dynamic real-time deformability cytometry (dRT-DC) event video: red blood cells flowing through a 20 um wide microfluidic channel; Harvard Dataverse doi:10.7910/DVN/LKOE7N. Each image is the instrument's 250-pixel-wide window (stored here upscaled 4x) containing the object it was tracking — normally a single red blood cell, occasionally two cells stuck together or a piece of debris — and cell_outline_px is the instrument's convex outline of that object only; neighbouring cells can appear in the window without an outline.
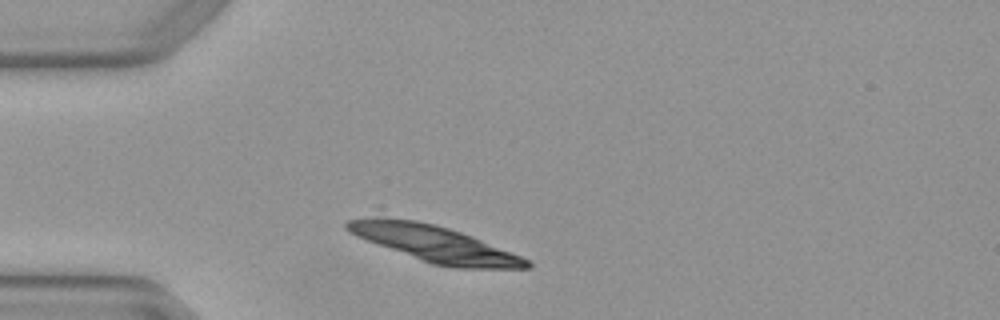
{"species": "Egyptian fruit bat (a non-hibernating species)", "species_latin": "Rousettus aegyptiacus", "temperature_condition": "warm", "stored_images_in_passage": 2, "camera_frame_rate_fps": 3000, "um_per_image_px": 0.085, "animal": {"sex": "female"}, "frame": {"image": 1, "passage_image": 2, "time_ms": 0.333, "image_size_px": [1000, 320], "cell_outline_px": [[532, 268], [452, 268], [432, 264], [356, 236], [348, 232], [344, 228], [344, 224], [348, 220], [416, 220], [448, 228], [472, 236], [532, 260]], "centroid_in_image_um": [37.07, 20.77], "position_along_channel_um": 47.9, "area_um2": 36.76}}